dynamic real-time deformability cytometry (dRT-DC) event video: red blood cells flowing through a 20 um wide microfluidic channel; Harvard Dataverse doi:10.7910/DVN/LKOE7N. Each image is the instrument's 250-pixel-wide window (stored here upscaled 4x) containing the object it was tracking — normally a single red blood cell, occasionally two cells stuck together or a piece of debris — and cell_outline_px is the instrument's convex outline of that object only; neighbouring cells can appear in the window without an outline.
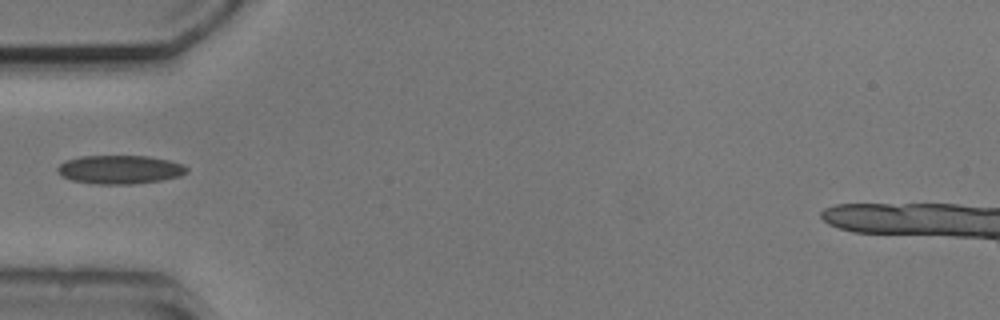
{"species": "common noctule bat (a hibernating species)", "species_latin": "Nyctalus noctula", "temperature_condition": "cold", "stored_images_in_passage": 3, "camera_frame_rate_fps": 3000, "um_per_image_px": 0.085, "animal": {"sex": "male", "body_mass_g": 20.5, "forearm_length_mm": 52.5}, "frame": {"image": 1, "passage_image": 2, "time_ms": 2.0, "image_size_px": [1000, 320], "cell_outline_px": [[188, 172], [180, 176], [160, 180], [132, 184], [96, 184], [72, 180], [60, 176], [56, 172], [56, 168], [64, 160], [80, 156], [148, 156], [168, 160], [184, 164], [188, 168]], "centroid_in_image_um": [10.16, 14.41], "position_along_channel_um": 74.8, "area_um2": 21.73}}